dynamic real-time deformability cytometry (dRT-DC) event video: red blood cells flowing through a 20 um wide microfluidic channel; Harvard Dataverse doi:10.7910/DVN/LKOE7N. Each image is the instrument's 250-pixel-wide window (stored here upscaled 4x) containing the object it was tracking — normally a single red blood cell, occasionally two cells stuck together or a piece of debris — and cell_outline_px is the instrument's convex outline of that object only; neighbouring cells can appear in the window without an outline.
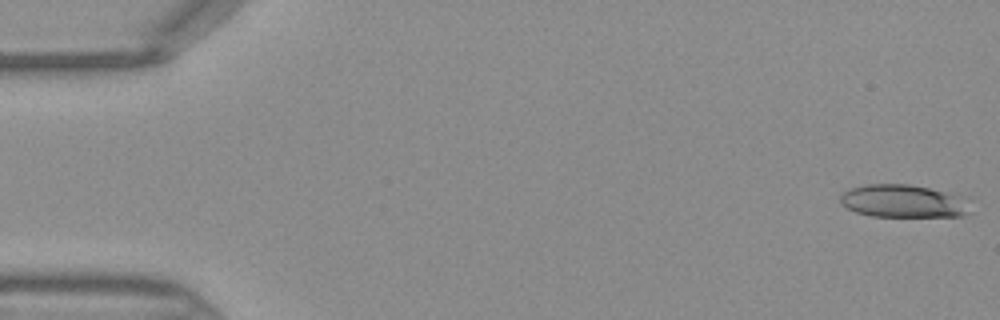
{"species": "Egyptian fruit bat (a non-hibernating species)", "species_latin": "Rousettus aegyptiacus", "temperature_condition": "warm", "stored_images_in_passage": 14, "camera_frame_rate_fps": 3000, "um_per_image_px": 0.085, "frame": {"image": 1, "passage_image": 1, "time_ms": 0.0, "image_size_px": [1000, 320], "cell_outline_px": [[972, 212], [964, 216], [872, 216], [856, 212], [840, 204], [840, 196], [848, 188], [864, 184], [908, 184], [928, 188], [944, 192], [952, 196]], "centroid_in_image_um": [76.6, 17.1], "position_along_channel_um": 8.4, "area_um2": 24.1}}
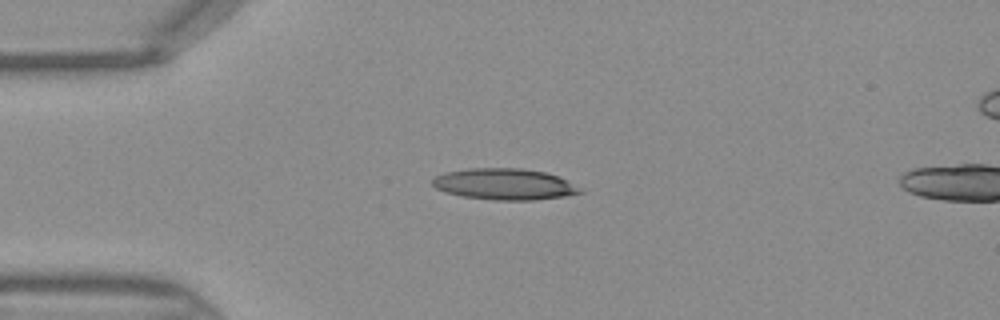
{"frame": {"image": 2, "passage_image": 11, "time_ms": 3.333, "image_size_px": [1000, 320], "cell_outline_px": [[584, 192], [564, 196], [536, 200], [492, 200], [460, 196], [444, 192], [436, 188], [432, 184], [432, 180], [436, 176], [444, 172], [468, 168], [524, 168], [544, 172], [560, 176]], "centroid_in_image_um": [42.84, 15.65], "position_along_channel_um": 42.2, "area_um2": 26.99}}